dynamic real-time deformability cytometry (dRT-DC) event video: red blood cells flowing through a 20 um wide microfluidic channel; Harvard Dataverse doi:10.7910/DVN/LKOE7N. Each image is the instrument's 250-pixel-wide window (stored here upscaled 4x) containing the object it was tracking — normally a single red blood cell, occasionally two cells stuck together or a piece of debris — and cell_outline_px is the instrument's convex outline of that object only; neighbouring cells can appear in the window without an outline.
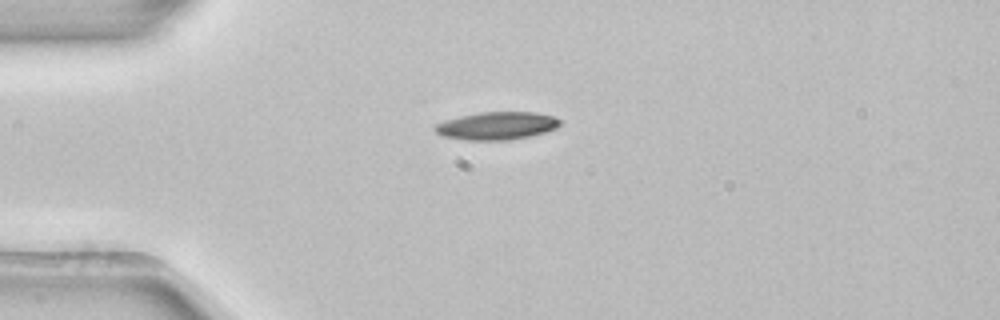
{"species": "common noctule bat (a hibernating species)", "species_latin": "Nyctalus noctula", "temperature_condition": "room temperature", "stored_images_in_passage": 2, "camera_frame_rate_fps": 3000, "um_per_image_px": 0.085, "animal": {"sex": "female", "body_mass_g": 22.7, "forearm_length_mm": 54.2}, "frame": {"image": 1, "passage_image": 1, "time_ms": 0.0, "image_size_px": [1000, 320], "cell_outline_px": [[560, 124], [556, 128], [532, 136], [512, 140], [464, 140], [444, 136], [436, 132], [432, 128], [436, 124], [444, 120], [460, 116], [480, 112], [536, 112], [556, 116], [560, 120]], "centroid_in_image_um": [42.24, 10.69], "position_along_channel_um": 42.8, "area_um2": 20.46}}